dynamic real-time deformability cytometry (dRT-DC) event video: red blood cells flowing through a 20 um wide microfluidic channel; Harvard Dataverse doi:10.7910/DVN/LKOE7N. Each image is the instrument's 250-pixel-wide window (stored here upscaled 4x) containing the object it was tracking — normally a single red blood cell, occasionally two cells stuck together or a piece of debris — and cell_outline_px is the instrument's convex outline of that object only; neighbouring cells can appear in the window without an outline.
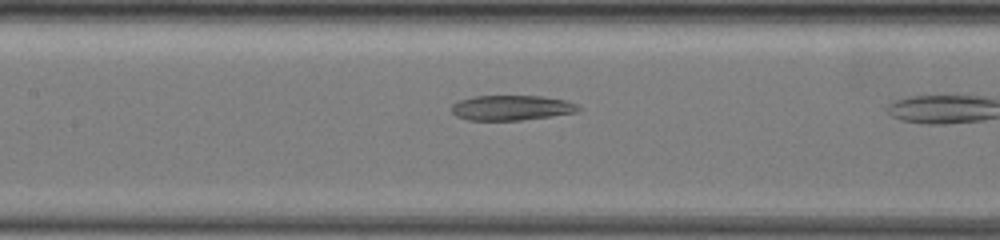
{"species": "common noctule bat (a hibernating species)", "species_latin": "Nyctalus noctula", "temperature_condition": "warm", "stored_images_in_passage": 11, "camera_frame_rate_fps": 3000, "um_per_image_px": 0.085, "animal": {"sex": "female", "body_mass_g": 19.5, "forearm_length_mm": 54.1}, "frame": {"image": 1, "passage_image": 10, "time_ms": 3.0, "image_size_px": [1000, 240], "cell_outline_px": [[580, 108], [576, 112], [520, 120], [468, 120], [456, 116], [452, 112], [452, 104], [460, 100], [472, 96], [540, 96], [564, 100], [580, 104]], "centroid_in_image_um": [43.45, 9.15], "position_along_channel_um": 163.9, "area_um2": 18.38}}